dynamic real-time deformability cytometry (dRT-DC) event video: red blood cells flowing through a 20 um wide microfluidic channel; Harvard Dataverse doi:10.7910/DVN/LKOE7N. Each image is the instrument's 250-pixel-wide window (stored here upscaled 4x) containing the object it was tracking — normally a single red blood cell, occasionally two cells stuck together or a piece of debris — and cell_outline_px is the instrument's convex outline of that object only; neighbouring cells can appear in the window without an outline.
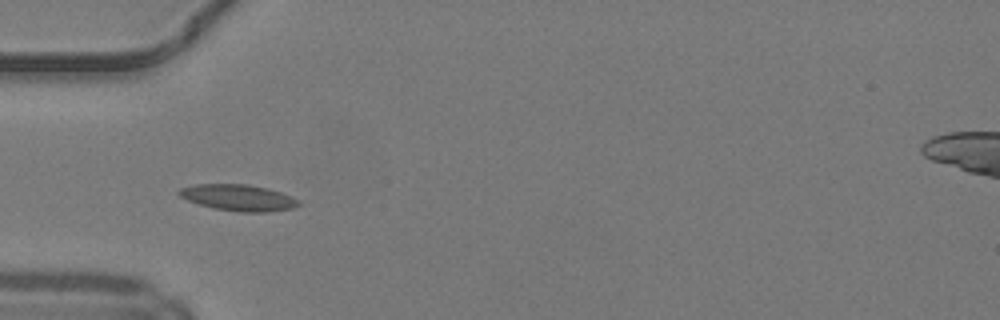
{"species": "common noctule bat (a hibernating species)", "species_latin": "Nyctalus noctula", "temperature_condition": "warm", "stored_images_in_passage": 33, "camera_frame_rate_fps": 3000, "um_per_image_px": 0.085, "animal": {"sex": "male", "body_mass_g": 19.2, "forearm_length_mm": 51.8}, "frame": {"image": 1, "passage_image": 1, "time_ms": 0.0, "image_size_px": [1000, 320], "cell_outline_px": [[300, 204], [292, 208], [268, 212], [240, 212], [212, 208], [188, 200], [180, 196], [176, 192], [180, 188], [196, 184], [248, 184], [268, 188], [292, 196], [300, 200]], "centroid_in_image_um": [20.27, 16.8], "position_along_channel_um": 64.7, "area_um2": 18.38}}
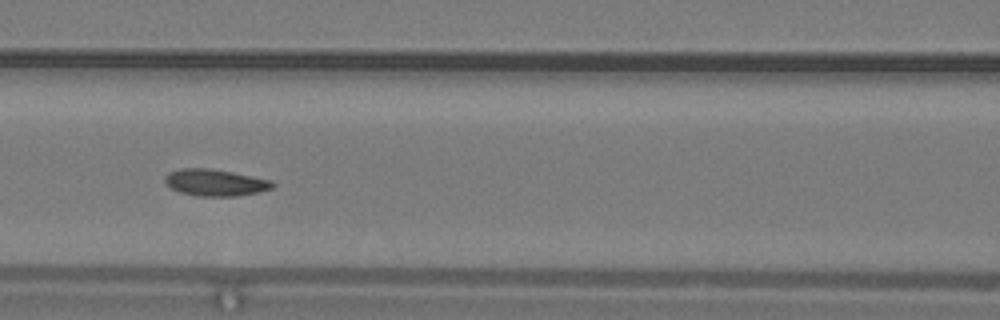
{"frame": {"image": 2, "passage_image": 7, "time_ms": 2.0, "image_size_px": [1000, 320], "cell_outline_px": [[276, 184], [272, 188], [260, 192], [236, 196], [196, 196], [180, 192], [172, 188], [164, 180], [164, 176], [168, 172], [180, 168], [212, 168], [272, 180]], "centroid_in_image_um": [18.3, 15.51], "position_along_channel_um": 148.3, "area_um2": 16.88}}
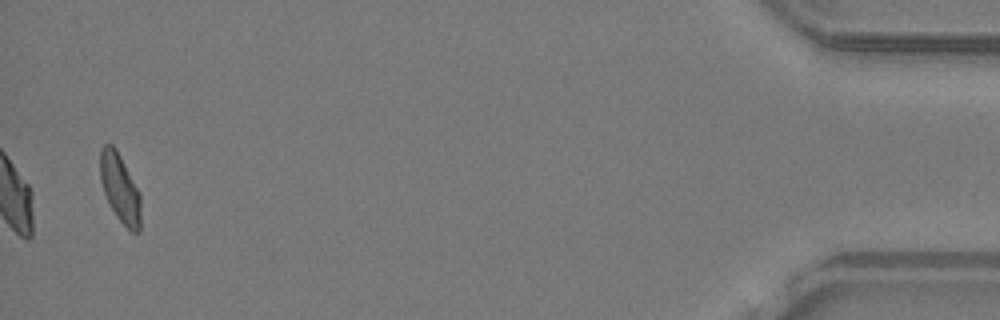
{"frame": {"image": 3, "passage_image": 33, "time_ms": 10.667, "image_size_px": [1000, 320], "cell_outline_px": [[140, 232], [132, 232], [116, 216], [104, 192], [100, 180], [100, 148], [104, 144], [112, 144], [116, 148], [140, 192]], "centroid_in_image_um": [10.2, 15.96], "position_along_channel_um": 425.0, "area_um2": 16.13}, "authors_computed_cell_mechanics": {"area_um2": 16.7042, "velocity_mm_per_s": 4.2055, "shape_relaxation_time_tau1_ms": 8.2632, "shape_relaxation_time_tau2_ms": 1.8527, "deformation_change_tau1": 0.2005, "deformation_change_tau2": 0.0692}}